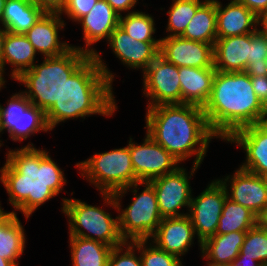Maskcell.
<instances>
[{"label": "cell", "mask_w": 267, "mask_h": 266, "mask_svg": "<svg viewBox=\"0 0 267 266\" xmlns=\"http://www.w3.org/2000/svg\"><path fill=\"white\" fill-rule=\"evenodd\" d=\"M181 37L214 46L217 39L216 0H205L198 7Z\"/></svg>", "instance_id": "obj_28"}, {"label": "cell", "mask_w": 267, "mask_h": 266, "mask_svg": "<svg viewBox=\"0 0 267 266\" xmlns=\"http://www.w3.org/2000/svg\"><path fill=\"white\" fill-rule=\"evenodd\" d=\"M21 221L14 212L5 211L0 216V256L19 266L24 253L26 236Z\"/></svg>", "instance_id": "obj_26"}, {"label": "cell", "mask_w": 267, "mask_h": 266, "mask_svg": "<svg viewBox=\"0 0 267 266\" xmlns=\"http://www.w3.org/2000/svg\"><path fill=\"white\" fill-rule=\"evenodd\" d=\"M247 232L215 234L201 244V258L206 265L231 264L239 255Z\"/></svg>", "instance_id": "obj_25"}, {"label": "cell", "mask_w": 267, "mask_h": 266, "mask_svg": "<svg viewBox=\"0 0 267 266\" xmlns=\"http://www.w3.org/2000/svg\"><path fill=\"white\" fill-rule=\"evenodd\" d=\"M172 1V5L167 11L169 18L165 29L169 37L181 36L191 18L195 15L196 10L205 0Z\"/></svg>", "instance_id": "obj_32"}, {"label": "cell", "mask_w": 267, "mask_h": 266, "mask_svg": "<svg viewBox=\"0 0 267 266\" xmlns=\"http://www.w3.org/2000/svg\"><path fill=\"white\" fill-rule=\"evenodd\" d=\"M149 245V246H148ZM142 266H184L175 255L169 254L147 240H137Z\"/></svg>", "instance_id": "obj_35"}, {"label": "cell", "mask_w": 267, "mask_h": 266, "mask_svg": "<svg viewBox=\"0 0 267 266\" xmlns=\"http://www.w3.org/2000/svg\"><path fill=\"white\" fill-rule=\"evenodd\" d=\"M251 33L217 38L213 46L214 68L221 72H244L250 57Z\"/></svg>", "instance_id": "obj_22"}, {"label": "cell", "mask_w": 267, "mask_h": 266, "mask_svg": "<svg viewBox=\"0 0 267 266\" xmlns=\"http://www.w3.org/2000/svg\"><path fill=\"white\" fill-rule=\"evenodd\" d=\"M98 0H67L60 15H67L72 22H78L95 6Z\"/></svg>", "instance_id": "obj_37"}, {"label": "cell", "mask_w": 267, "mask_h": 266, "mask_svg": "<svg viewBox=\"0 0 267 266\" xmlns=\"http://www.w3.org/2000/svg\"><path fill=\"white\" fill-rule=\"evenodd\" d=\"M101 53L90 56L64 82L61 98L45 113L50 131L68 119H85L95 114L111 117L118 109L112 87L115 74Z\"/></svg>", "instance_id": "obj_2"}, {"label": "cell", "mask_w": 267, "mask_h": 266, "mask_svg": "<svg viewBox=\"0 0 267 266\" xmlns=\"http://www.w3.org/2000/svg\"><path fill=\"white\" fill-rule=\"evenodd\" d=\"M230 266H261L257 261L254 259L249 258H236Z\"/></svg>", "instance_id": "obj_42"}, {"label": "cell", "mask_w": 267, "mask_h": 266, "mask_svg": "<svg viewBox=\"0 0 267 266\" xmlns=\"http://www.w3.org/2000/svg\"><path fill=\"white\" fill-rule=\"evenodd\" d=\"M84 47L72 46L64 54L44 57L16 80L26 87L22 91L29 101L45 113L62 96L64 82L90 57Z\"/></svg>", "instance_id": "obj_5"}, {"label": "cell", "mask_w": 267, "mask_h": 266, "mask_svg": "<svg viewBox=\"0 0 267 266\" xmlns=\"http://www.w3.org/2000/svg\"><path fill=\"white\" fill-rule=\"evenodd\" d=\"M61 205V212L68 218L69 236L92 239L111 247L125 242L119 231L118 215L113 218L103 207L73 197L62 198Z\"/></svg>", "instance_id": "obj_7"}, {"label": "cell", "mask_w": 267, "mask_h": 266, "mask_svg": "<svg viewBox=\"0 0 267 266\" xmlns=\"http://www.w3.org/2000/svg\"><path fill=\"white\" fill-rule=\"evenodd\" d=\"M159 55L177 67H214L213 45L181 36L160 38Z\"/></svg>", "instance_id": "obj_15"}, {"label": "cell", "mask_w": 267, "mask_h": 266, "mask_svg": "<svg viewBox=\"0 0 267 266\" xmlns=\"http://www.w3.org/2000/svg\"><path fill=\"white\" fill-rule=\"evenodd\" d=\"M66 22L62 15L44 13L24 35L33 45L37 54L44 57H56L68 51L72 45L60 41L59 30L64 29Z\"/></svg>", "instance_id": "obj_19"}, {"label": "cell", "mask_w": 267, "mask_h": 266, "mask_svg": "<svg viewBox=\"0 0 267 266\" xmlns=\"http://www.w3.org/2000/svg\"><path fill=\"white\" fill-rule=\"evenodd\" d=\"M143 94L147 107L181 104L179 67L158 56L143 72Z\"/></svg>", "instance_id": "obj_12"}, {"label": "cell", "mask_w": 267, "mask_h": 266, "mask_svg": "<svg viewBox=\"0 0 267 266\" xmlns=\"http://www.w3.org/2000/svg\"><path fill=\"white\" fill-rule=\"evenodd\" d=\"M3 207L1 206V201H0V216L5 212L4 211V208L2 209Z\"/></svg>", "instance_id": "obj_50"}, {"label": "cell", "mask_w": 267, "mask_h": 266, "mask_svg": "<svg viewBox=\"0 0 267 266\" xmlns=\"http://www.w3.org/2000/svg\"><path fill=\"white\" fill-rule=\"evenodd\" d=\"M215 73L214 67H179L181 104H192L203 108L210 97Z\"/></svg>", "instance_id": "obj_23"}, {"label": "cell", "mask_w": 267, "mask_h": 266, "mask_svg": "<svg viewBox=\"0 0 267 266\" xmlns=\"http://www.w3.org/2000/svg\"><path fill=\"white\" fill-rule=\"evenodd\" d=\"M79 174L99 193H114L138 182L131 162L128 145L102 153L76 163Z\"/></svg>", "instance_id": "obj_8"}, {"label": "cell", "mask_w": 267, "mask_h": 266, "mask_svg": "<svg viewBox=\"0 0 267 266\" xmlns=\"http://www.w3.org/2000/svg\"><path fill=\"white\" fill-rule=\"evenodd\" d=\"M247 9L261 18L267 12V0H239Z\"/></svg>", "instance_id": "obj_40"}, {"label": "cell", "mask_w": 267, "mask_h": 266, "mask_svg": "<svg viewBox=\"0 0 267 266\" xmlns=\"http://www.w3.org/2000/svg\"><path fill=\"white\" fill-rule=\"evenodd\" d=\"M267 184V174L263 176Z\"/></svg>", "instance_id": "obj_52"}, {"label": "cell", "mask_w": 267, "mask_h": 266, "mask_svg": "<svg viewBox=\"0 0 267 266\" xmlns=\"http://www.w3.org/2000/svg\"><path fill=\"white\" fill-rule=\"evenodd\" d=\"M145 115L146 133L180 163L193 156V165L200 166L211 139L217 138L196 105H158L147 108Z\"/></svg>", "instance_id": "obj_3"}, {"label": "cell", "mask_w": 267, "mask_h": 266, "mask_svg": "<svg viewBox=\"0 0 267 266\" xmlns=\"http://www.w3.org/2000/svg\"><path fill=\"white\" fill-rule=\"evenodd\" d=\"M110 6L119 14L134 12L133 8L137 5L138 0H106ZM133 10V11H131Z\"/></svg>", "instance_id": "obj_41"}, {"label": "cell", "mask_w": 267, "mask_h": 266, "mask_svg": "<svg viewBox=\"0 0 267 266\" xmlns=\"http://www.w3.org/2000/svg\"><path fill=\"white\" fill-rule=\"evenodd\" d=\"M139 185L144 187L140 193ZM128 191L134 194L133 201L121 209V199ZM100 194L103 204L117 211L119 231L125 241L149 240L163 219L158 209L156 192L149 182H137L114 193Z\"/></svg>", "instance_id": "obj_6"}, {"label": "cell", "mask_w": 267, "mask_h": 266, "mask_svg": "<svg viewBox=\"0 0 267 266\" xmlns=\"http://www.w3.org/2000/svg\"><path fill=\"white\" fill-rule=\"evenodd\" d=\"M234 172L233 175L219 178L228 198L257 216L267 206V184L264 177L240 167Z\"/></svg>", "instance_id": "obj_14"}, {"label": "cell", "mask_w": 267, "mask_h": 266, "mask_svg": "<svg viewBox=\"0 0 267 266\" xmlns=\"http://www.w3.org/2000/svg\"><path fill=\"white\" fill-rule=\"evenodd\" d=\"M72 266H107L113 247L92 239L69 236Z\"/></svg>", "instance_id": "obj_29"}, {"label": "cell", "mask_w": 267, "mask_h": 266, "mask_svg": "<svg viewBox=\"0 0 267 266\" xmlns=\"http://www.w3.org/2000/svg\"><path fill=\"white\" fill-rule=\"evenodd\" d=\"M207 266H230L229 264H222V265H207Z\"/></svg>", "instance_id": "obj_51"}, {"label": "cell", "mask_w": 267, "mask_h": 266, "mask_svg": "<svg viewBox=\"0 0 267 266\" xmlns=\"http://www.w3.org/2000/svg\"><path fill=\"white\" fill-rule=\"evenodd\" d=\"M37 53L24 34L6 32L4 40L1 78L5 81V66L11 65L10 77L16 80L24 71L29 70L39 60L35 61Z\"/></svg>", "instance_id": "obj_24"}, {"label": "cell", "mask_w": 267, "mask_h": 266, "mask_svg": "<svg viewBox=\"0 0 267 266\" xmlns=\"http://www.w3.org/2000/svg\"><path fill=\"white\" fill-rule=\"evenodd\" d=\"M119 17L120 15L106 0H98L89 13L77 22L82 25L84 52L93 56L97 52L92 47L93 44L109 39L110 34L119 25Z\"/></svg>", "instance_id": "obj_20"}, {"label": "cell", "mask_w": 267, "mask_h": 266, "mask_svg": "<svg viewBox=\"0 0 267 266\" xmlns=\"http://www.w3.org/2000/svg\"><path fill=\"white\" fill-rule=\"evenodd\" d=\"M257 216L248 208L226 198L216 234L247 232L256 226Z\"/></svg>", "instance_id": "obj_30"}, {"label": "cell", "mask_w": 267, "mask_h": 266, "mask_svg": "<svg viewBox=\"0 0 267 266\" xmlns=\"http://www.w3.org/2000/svg\"><path fill=\"white\" fill-rule=\"evenodd\" d=\"M7 30L0 25V77H1V64H2V55H3V47H4V40L6 37Z\"/></svg>", "instance_id": "obj_44"}, {"label": "cell", "mask_w": 267, "mask_h": 266, "mask_svg": "<svg viewBox=\"0 0 267 266\" xmlns=\"http://www.w3.org/2000/svg\"><path fill=\"white\" fill-rule=\"evenodd\" d=\"M6 104H0L2 130L9 133L12 141L22 142L40 131H50L45 112L33 105L22 91L13 93Z\"/></svg>", "instance_id": "obj_9"}, {"label": "cell", "mask_w": 267, "mask_h": 266, "mask_svg": "<svg viewBox=\"0 0 267 266\" xmlns=\"http://www.w3.org/2000/svg\"><path fill=\"white\" fill-rule=\"evenodd\" d=\"M267 34L259 27L251 33L250 57L244 72L250 77L267 75Z\"/></svg>", "instance_id": "obj_33"}, {"label": "cell", "mask_w": 267, "mask_h": 266, "mask_svg": "<svg viewBox=\"0 0 267 266\" xmlns=\"http://www.w3.org/2000/svg\"><path fill=\"white\" fill-rule=\"evenodd\" d=\"M108 47L129 69L142 72L159 56L160 42H143L133 39L119 25L107 40Z\"/></svg>", "instance_id": "obj_17"}, {"label": "cell", "mask_w": 267, "mask_h": 266, "mask_svg": "<svg viewBox=\"0 0 267 266\" xmlns=\"http://www.w3.org/2000/svg\"><path fill=\"white\" fill-rule=\"evenodd\" d=\"M260 18L239 0H231L226 6L216 0L217 38L253 33L259 28Z\"/></svg>", "instance_id": "obj_21"}, {"label": "cell", "mask_w": 267, "mask_h": 266, "mask_svg": "<svg viewBox=\"0 0 267 266\" xmlns=\"http://www.w3.org/2000/svg\"><path fill=\"white\" fill-rule=\"evenodd\" d=\"M196 237L189 215L163 218L156 232L149 239L158 248L175 255L180 260L194 244Z\"/></svg>", "instance_id": "obj_18"}, {"label": "cell", "mask_w": 267, "mask_h": 266, "mask_svg": "<svg viewBox=\"0 0 267 266\" xmlns=\"http://www.w3.org/2000/svg\"><path fill=\"white\" fill-rule=\"evenodd\" d=\"M0 266H15V265L11 261H8L0 256Z\"/></svg>", "instance_id": "obj_46"}, {"label": "cell", "mask_w": 267, "mask_h": 266, "mask_svg": "<svg viewBox=\"0 0 267 266\" xmlns=\"http://www.w3.org/2000/svg\"><path fill=\"white\" fill-rule=\"evenodd\" d=\"M154 21L152 15L136 10L126 13L124 16L121 14L119 17V26L137 41L160 42V38L156 39L153 36L156 32Z\"/></svg>", "instance_id": "obj_31"}, {"label": "cell", "mask_w": 267, "mask_h": 266, "mask_svg": "<svg viewBox=\"0 0 267 266\" xmlns=\"http://www.w3.org/2000/svg\"><path fill=\"white\" fill-rule=\"evenodd\" d=\"M259 27L267 34V13L260 18Z\"/></svg>", "instance_id": "obj_45"}, {"label": "cell", "mask_w": 267, "mask_h": 266, "mask_svg": "<svg viewBox=\"0 0 267 266\" xmlns=\"http://www.w3.org/2000/svg\"><path fill=\"white\" fill-rule=\"evenodd\" d=\"M227 197V191L219 179L208 183L205 190L196 197L192 195L188 215L192 221L200 251L201 244L216 234Z\"/></svg>", "instance_id": "obj_11"}, {"label": "cell", "mask_w": 267, "mask_h": 266, "mask_svg": "<svg viewBox=\"0 0 267 266\" xmlns=\"http://www.w3.org/2000/svg\"><path fill=\"white\" fill-rule=\"evenodd\" d=\"M237 258H252L260 265L267 264V230L257 225L248 230Z\"/></svg>", "instance_id": "obj_34"}, {"label": "cell", "mask_w": 267, "mask_h": 266, "mask_svg": "<svg viewBox=\"0 0 267 266\" xmlns=\"http://www.w3.org/2000/svg\"><path fill=\"white\" fill-rule=\"evenodd\" d=\"M245 151L240 168L264 176L267 174V123H258L235 131L227 140Z\"/></svg>", "instance_id": "obj_16"}, {"label": "cell", "mask_w": 267, "mask_h": 266, "mask_svg": "<svg viewBox=\"0 0 267 266\" xmlns=\"http://www.w3.org/2000/svg\"><path fill=\"white\" fill-rule=\"evenodd\" d=\"M199 168L200 166L193 165L190 168L191 171L187 172L186 168L179 166L174 172L149 182L156 192L158 209L162 218L179 217L188 214L192 200L190 179ZM182 208H187L188 212H181Z\"/></svg>", "instance_id": "obj_10"}, {"label": "cell", "mask_w": 267, "mask_h": 266, "mask_svg": "<svg viewBox=\"0 0 267 266\" xmlns=\"http://www.w3.org/2000/svg\"><path fill=\"white\" fill-rule=\"evenodd\" d=\"M256 225L263 230H267V206L257 215Z\"/></svg>", "instance_id": "obj_43"}, {"label": "cell", "mask_w": 267, "mask_h": 266, "mask_svg": "<svg viewBox=\"0 0 267 266\" xmlns=\"http://www.w3.org/2000/svg\"><path fill=\"white\" fill-rule=\"evenodd\" d=\"M49 154L29 142L19 149H8L0 169V182L9 196L8 204L14 208L12 212L20 211L26 220L38 207L60 194L67 182L64 170Z\"/></svg>", "instance_id": "obj_1"}, {"label": "cell", "mask_w": 267, "mask_h": 266, "mask_svg": "<svg viewBox=\"0 0 267 266\" xmlns=\"http://www.w3.org/2000/svg\"><path fill=\"white\" fill-rule=\"evenodd\" d=\"M128 147L138 182H150L155 178L174 172L179 166H182L174 156L147 133L141 144L134 142L130 137Z\"/></svg>", "instance_id": "obj_13"}, {"label": "cell", "mask_w": 267, "mask_h": 266, "mask_svg": "<svg viewBox=\"0 0 267 266\" xmlns=\"http://www.w3.org/2000/svg\"><path fill=\"white\" fill-rule=\"evenodd\" d=\"M136 251L137 240L125 241L122 245L113 247L107 266H142L140 253L137 255Z\"/></svg>", "instance_id": "obj_36"}, {"label": "cell", "mask_w": 267, "mask_h": 266, "mask_svg": "<svg viewBox=\"0 0 267 266\" xmlns=\"http://www.w3.org/2000/svg\"><path fill=\"white\" fill-rule=\"evenodd\" d=\"M6 83V81H4L1 77H0V91H1V89L4 87H6L5 84Z\"/></svg>", "instance_id": "obj_49"}, {"label": "cell", "mask_w": 267, "mask_h": 266, "mask_svg": "<svg viewBox=\"0 0 267 266\" xmlns=\"http://www.w3.org/2000/svg\"><path fill=\"white\" fill-rule=\"evenodd\" d=\"M1 133L3 134L4 132L2 130L1 108H0V135H1ZM2 145H4V144H3V141H1V139H0V147H2Z\"/></svg>", "instance_id": "obj_48"}, {"label": "cell", "mask_w": 267, "mask_h": 266, "mask_svg": "<svg viewBox=\"0 0 267 266\" xmlns=\"http://www.w3.org/2000/svg\"><path fill=\"white\" fill-rule=\"evenodd\" d=\"M6 0H0V24L2 23V18H3V10L5 6Z\"/></svg>", "instance_id": "obj_47"}, {"label": "cell", "mask_w": 267, "mask_h": 266, "mask_svg": "<svg viewBox=\"0 0 267 266\" xmlns=\"http://www.w3.org/2000/svg\"><path fill=\"white\" fill-rule=\"evenodd\" d=\"M43 14L32 0H6L1 24L10 33L24 34Z\"/></svg>", "instance_id": "obj_27"}, {"label": "cell", "mask_w": 267, "mask_h": 266, "mask_svg": "<svg viewBox=\"0 0 267 266\" xmlns=\"http://www.w3.org/2000/svg\"><path fill=\"white\" fill-rule=\"evenodd\" d=\"M44 13L61 14L67 0H32Z\"/></svg>", "instance_id": "obj_39"}, {"label": "cell", "mask_w": 267, "mask_h": 266, "mask_svg": "<svg viewBox=\"0 0 267 266\" xmlns=\"http://www.w3.org/2000/svg\"><path fill=\"white\" fill-rule=\"evenodd\" d=\"M251 78V83L259 101L267 108V75H258Z\"/></svg>", "instance_id": "obj_38"}, {"label": "cell", "mask_w": 267, "mask_h": 266, "mask_svg": "<svg viewBox=\"0 0 267 266\" xmlns=\"http://www.w3.org/2000/svg\"><path fill=\"white\" fill-rule=\"evenodd\" d=\"M202 109L209 128L224 142L235 131L263 123L267 117V108L245 72L216 71L210 97Z\"/></svg>", "instance_id": "obj_4"}]
</instances>
